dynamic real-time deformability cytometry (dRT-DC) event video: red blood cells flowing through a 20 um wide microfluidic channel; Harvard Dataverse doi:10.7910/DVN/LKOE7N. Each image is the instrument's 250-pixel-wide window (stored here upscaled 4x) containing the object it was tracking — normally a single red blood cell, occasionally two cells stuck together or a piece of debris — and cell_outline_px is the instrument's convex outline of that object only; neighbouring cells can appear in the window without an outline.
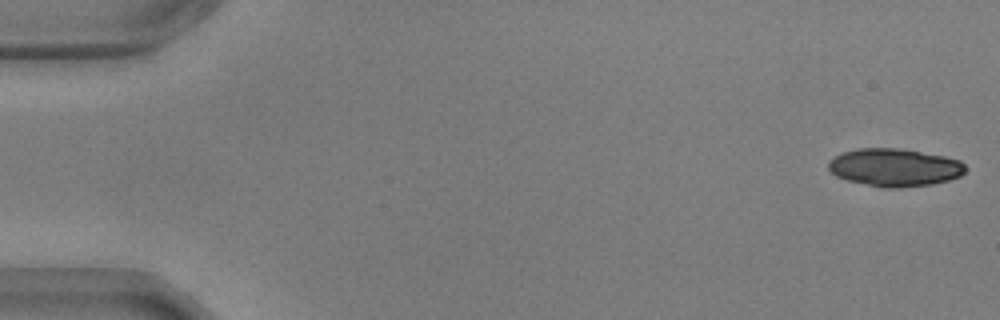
{"species": "common noctule bat (a hibernating species)", "species_latin": "Nyctalus noctula", "temperature_condition": "warm", "stored_images_in_passage": 8, "camera_frame_rate_fps": 3000, "um_per_image_px": 0.085, "animal": {"sex": "male", "body_mass_g": 17.9, "forearm_length_mm": 54.2}, "frame": {"image": 1, "passage_image": 1, "time_ms": 0.0, "image_size_px": [1000, 320], "cell_outline_px": [[964, 172], [960, 176], [948, 180], [932, 184], [900, 188], [884, 188], [848, 180], [836, 176], [828, 168], [828, 160], [844, 152], [860, 148], [900, 148], [944, 156], [960, 160], [964, 164]], "centroid_in_image_um": [76.04, 14.23], "position_along_channel_um": 9.0, "area_um2": 30.06}}